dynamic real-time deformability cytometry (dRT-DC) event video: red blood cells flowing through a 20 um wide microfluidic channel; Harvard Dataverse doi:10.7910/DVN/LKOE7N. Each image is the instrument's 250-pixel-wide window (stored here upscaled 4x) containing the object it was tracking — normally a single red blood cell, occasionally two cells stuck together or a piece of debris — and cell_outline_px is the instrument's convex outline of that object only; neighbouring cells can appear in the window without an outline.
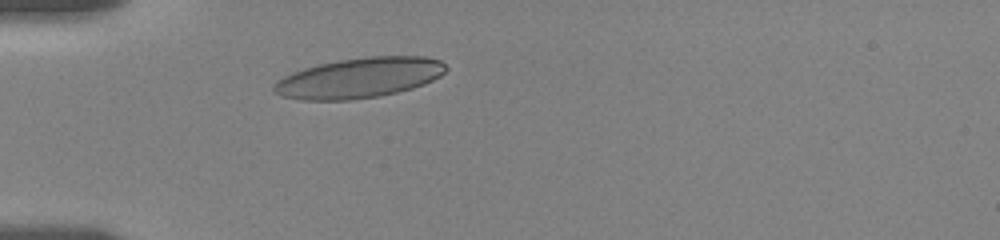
{"species": "human", "species_latin": "Homo sapiens", "temperature_condition": "room temperature", "stored_images_in_passage": 21, "camera_frame_rate_fps": 3000, "um_per_image_px": 0.085, "donor": {"sex": "female"}, "frame": {"image": 1, "passage_image": 4, "time_ms": 2.0, "image_size_px": [1000, 240], "cell_outline_px": [[448, 68], [440, 76], [424, 84], [412, 88], [380, 96], [348, 100], [300, 100], [280, 96], [272, 92], [272, 88], [276, 80], [292, 72], [304, 68], [320, 64], [340, 60], [368, 56], [424, 56], [440, 60]], "centroid_in_image_um": [30.5, 6.62], "position_along_channel_um": 54.5, "area_um2": 40.4}}
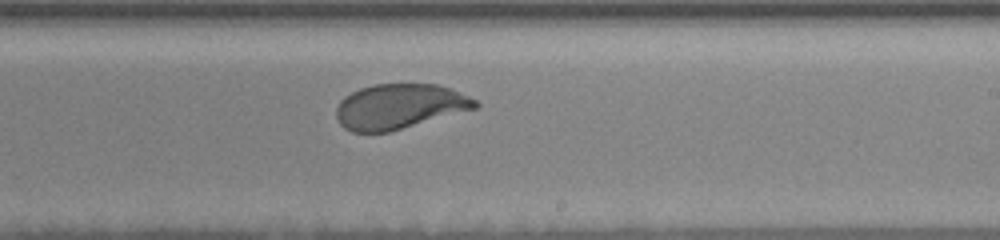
{"frame": {"image": 2, "passage_image": 14, "time_ms": 8.0, "image_size_px": [1000, 240], "cell_outline_px": [[480, 104], [476, 108], [388, 132], [352, 132], [344, 128], [340, 124], [336, 116], [336, 108], [340, 100], [344, 96], [360, 88], [372, 84], [436, 84], [448, 88], [468, 96], [476, 100]], "centroid_in_image_um": [33.9, 9.04], "position_along_channel_um": 255.1, "area_um2": 36.18}}
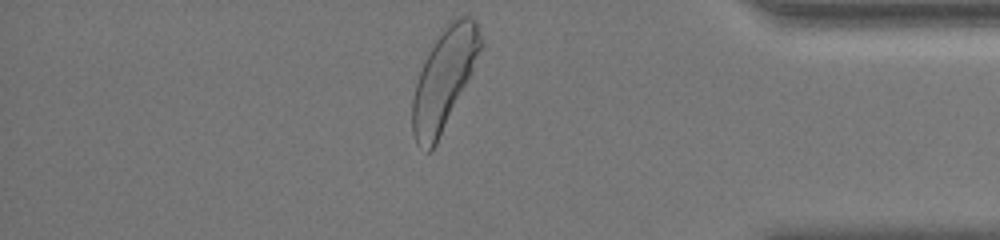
{"frame": {"image": 3, "passage_image": 21, "time_ms": 12.667, "image_size_px": [1000, 240], "cell_outline_px": [[484, 44], [472, 72], [436, 144], [428, 152], [416, 144], [412, 136], [412, 100], [416, 84], [424, 60], [428, 52], [444, 28], [456, 16], [472, 16], [476, 20], [484, 40]], "centroid_in_image_um": [37.77, 6.69], "position_along_channel_um": 397.4, "area_um2": 39.48}, "authors_computed_cell_mechanics": {"area_um2": 37.8012, "velocity_mm_per_s": 3.5423, "shape_relaxation_time_tau1_ms": 2.3715, "shape_relaxation_time_tau2_ms": null, "deformation_change_tau1": 0.147, "deformation_change_tau2": null}}